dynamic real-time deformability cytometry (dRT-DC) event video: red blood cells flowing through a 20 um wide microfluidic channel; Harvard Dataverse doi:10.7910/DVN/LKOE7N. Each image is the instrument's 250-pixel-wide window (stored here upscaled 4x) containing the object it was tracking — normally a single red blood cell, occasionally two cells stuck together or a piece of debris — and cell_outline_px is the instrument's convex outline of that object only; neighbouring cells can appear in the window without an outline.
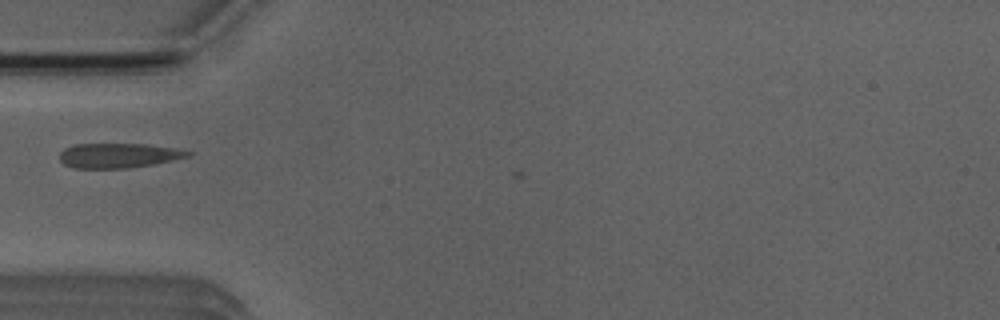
{"species": "Egyptian fruit bat (a non-hibernating species)", "species_latin": "Rousettus aegyptiacus", "temperature_condition": "room temperature", "stored_images_in_passage": 5, "camera_frame_rate_fps": 3000, "um_per_image_px": 0.085, "animal": {"sex": "male"}, "frame": {"image": 1, "passage_image": 5, "time_ms": 4.667, "image_size_px": [1000, 320], "cell_outline_px": [[196, 152], [192, 156], [152, 164], [124, 168], [72, 168], [64, 164], [60, 160], [60, 152], [64, 148], [72, 144], [148, 144], [176, 148]], "centroid_in_image_um": [10.1, 13.21], "position_along_channel_um": 74.9, "area_um2": 18.61}}